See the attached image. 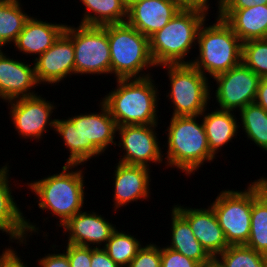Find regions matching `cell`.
Segmentation results:
<instances>
[{
	"label": "cell",
	"mask_w": 267,
	"mask_h": 267,
	"mask_svg": "<svg viewBox=\"0 0 267 267\" xmlns=\"http://www.w3.org/2000/svg\"><path fill=\"white\" fill-rule=\"evenodd\" d=\"M102 113L81 114L68 119H56V130L68 147L70 155L65 164L81 165L103 153L114 142L117 124L108 107L101 102Z\"/></svg>",
	"instance_id": "cell-1"
},
{
	"label": "cell",
	"mask_w": 267,
	"mask_h": 267,
	"mask_svg": "<svg viewBox=\"0 0 267 267\" xmlns=\"http://www.w3.org/2000/svg\"><path fill=\"white\" fill-rule=\"evenodd\" d=\"M151 76L117 79V88L102 100L117 126L157 124V88ZM131 80V81H130ZM157 118V119H156Z\"/></svg>",
	"instance_id": "cell-2"
},
{
	"label": "cell",
	"mask_w": 267,
	"mask_h": 267,
	"mask_svg": "<svg viewBox=\"0 0 267 267\" xmlns=\"http://www.w3.org/2000/svg\"><path fill=\"white\" fill-rule=\"evenodd\" d=\"M207 13L196 8H181L162 29L149 37L150 53L156 66L189 64L184 57L193 43L196 45Z\"/></svg>",
	"instance_id": "cell-3"
},
{
	"label": "cell",
	"mask_w": 267,
	"mask_h": 267,
	"mask_svg": "<svg viewBox=\"0 0 267 267\" xmlns=\"http://www.w3.org/2000/svg\"><path fill=\"white\" fill-rule=\"evenodd\" d=\"M199 116H172L168 131V166H174L187 175L194 173L204 163L212 161L215 155L210 151L203 121Z\"/></svg>",
	"instance_id": "cell-4"
},
{
	"label": "cell",
	"mask_w": 267,
	"mask_h": 267,
	"mask_svg": "<svg viewBox=\"0 0 267 267\" xmlns=\"http://www.w3.org/2000/svg\"><path fill=\"white\" fill-rule=\"evenodd\" d=\"M209 27L201 25L197 43L199 57L189 61L200 73L211 77L227 72L242 62V42L219 16ZM206 71V73H205Z\"/></svg>",
	"instance_id": "cell-5"
},
{
	"label": "cell",
	"mask_w": 267,
	"mask_h": 267,
	"mask_svg": "<svg viewBox=\"0 0 267 267\" xmlns=\"http://www.w3.org/2000/svg\"><path fill=\"white\" fill-rule=\"evenodd\" d=\"M75 166L77 167V165L65 164L61 173L34 181L28 185L39 198V208L48 209L52 211L53 215L60 218L59 226H62L83 207L84 176L82 170L69 171Z\"/></svg>",
	"instance_id": "cell-6"
},
{
	"label": "cell",
	"mask_w": 267,
	"mask_h": 267,
	"mask_svg": "<svg viewBox=\"0 0 267 267\" xmlns=\"http://www.w3.org/2000/svg\"><path fill=\"white\" fill-rule=\"evenodd\" d=\"M108 42L111 55V74H115L116 79L150 76V73L140 74L143 69L156 66L150 53L149 37L124 22L108 25Z\"/></svg>",
	"instance_id": "cell-7"
},
{
	"label": "cell",
	"mask_w": 267,
	"mask_h": 267,
	"mask_svg": "<svg viewBox=\"0 0 267 267\" xmlns=\"http://www.w3.org/2000/svg\"><path fill=\"white\" fill-rule=\"evenodd\" d=\"M64 33L72 40L75 52V74H111L108 25H66Z\"/></svg>",
	"instance_id": "cell-8"
},
{
	"label": "cell",
	"mask_w": 267,
	"mask_h": 267,
	"mask_svg": "<svg viewBox=\"0 0 267 267\" xmlns=\"http://www.w3.org/2000/svg\"><path fill=\"white\" fill-rule=\"evenodd\" d=\"M171 82L172 116H201L211 98L208 79L191 64L163 65Z\"/></svg>",
	"instance_id": "cell-9"
},
{
	"label": "cell",
	"mask_w": 267,
	"mask_h": 267,
	"mask_svg": "<svg viewBox=\"0 0 267 267\" xmlns=\"http://www.w3.org/2000/svg\"><path fill=\"white\" fill-rule=\"evenodd\" d=\"M253 183L245 191L225 190L211 204L229 245L246 244L250 237Z\"/></svg>",
	"instance_id": "cell-10"
},
{
	"label": "cell",
	"mask_w": 267,
	"mask_h": 267,
	"mask_svg": "<svg viewBox=\"0 0 267 267\" xmlns=\"http://www.w3.org/2000/svg\"><path fill=\"white\" fill-rule=\"evenodd\" d=\"M213 78L218 84L215 96L222 110H241L255 102L261 77L243 62Z\"/></svg>",
	"instance_id": "cell-11"
},
{
	"label": "cell",
	"mask_w": 267,
	"mask_h": 267,
	"mask_svg": "<svg viewBox=\"0 0 267 267\" xmlns=\"http://www.w3.org/2000/svg\"><path fill=\"white\" fill-rule=\"evenodd\" d=\"M156 126L157 124L117 126V132L119 131L118 134L121 135L118 146H123L126 151L119 162L148 168V162L161 163L163 158L154 130Z\"/></svg>",
	"instance_id": "cell-12"
},
{
	"label": "cell",
	"mask_w": 267,
	"mask_h": 267,
	"mask_svg": "<svg viewBox=\"0 0 267 267\" xmlns=\"http://www.w3.org/2000/svg\"><path fill=\"white\" fill-rule=\"evenodd\" d=\"M11 104V118L19 136L24 138H41L46 126L55 128L56 119L49 117L55 106L40 95L8 101ZM51 120V121H50Z\"/></svg>",
	"instance_id": "cell-13"
},
{
	"label": "cell",
	"mask_w": 267,
	"mask_h": 267,
	"mask_svg": "<svg viewBox=\"0 0 267 267\" xmlns=\"http://www.w3.org/2000/svg\"><path fill=\"white\" fill-rule=\"evenodd\" d=\"M34 70L38 84L59 83L68 75L75 74L72 40L63 32L46 52L35 58Z\"/></svg>",
	"instance_id": "cell-14"
},
{
	"label": "cell",
	"mask_w": 267,
	"mask_h": 267,
	"mask_svg": "<svg viewBox=\"0 0 267 267\" xmlns=\"http://www.w3.org/2000/svg\"><path fill=\"white\" fill-rule=\"evenodd\" d=\"M173 208L189 223L196 239L212 258L230 246L212 207L187 209L175 205Z\"/></svg>",
	"instance_id": "cell-15"
},
{
	"label": "cell",
	"mask_w": 267,
	"mask_h": 267,
	"mask_svg": "<svg viewBox=\"0 0 267 267\" xmlns=\"http://www.w3.org/2000/svg\"><path fill=\"white\" fill-rule=\"evenodd\" d=\"M181 8L175 0H135L128 5L126 22L150 37L162 29Z\"/></svg>",
	"instance_id": "cell-16"
},
{
	"label": "cell",
	"mask_w": 267,
	"mask_h": 267,
	"mask_svg": "<svg viewBox=\"0 0 267 267\" xmlns=\"http://www.w3.org/2000/svg\"><path fill=\"white\" fill-rule=\"evenodd\" d=\"M38 85L34 65H26L18 60L5 56L0 50V98L12 101L31 97L35 94L31 88Z\"/></svg>",
	"instance_id": "cell-17"
},
{
	"label": "cell",
	"mask_w": 267,
	"mask_h": 267,
	"mask_svg": "<svg viewBox=\"0 0 267 267\" xmlns=\"http://www.w3.org/2000/svg\"><path fill=\"white\" fill-rule=\"evenodd\" d=\"M62 227H64V232L70 233L69 244L90 247V244L96 243L95 248L98 244L102 245V242L106 244L116 230V227L101 215L82 211L69 218Z\"/></svg>",
	"instance_id": "cell-18"
},
{
	"label": "cell",
	"mask_w": 267,
	"mask_h": 267,
	"mask_svg": "<svg viewBox=\"0 0 267 267\" xmlns=\"http://www.w3.org/2000/svg\"><path fill=\"white\" fill-rule=\"evenodd\" d=\"M114 174V209L127 205L132 201L149 197V168L140 165L117 163ZM116 207V208H115Z\"/></svg>",
	"instance_id": "cell-19"
},
{
	"label": "cell",
	"mask_w": 267,
	"mask_h": 267,
	"mask_svg": "<svg viewBox=\"0 0 267 267\" xmlns=\"http://www.w3.org/2000/svg\"><path fill=\"white\" fill-rule=\"evenodd\" d=\"M9 170L7 165L0 169V230L8 233L11 240L26 242L28 232H38L36 225H32L18 208L14 198L11 195V189L8 184ZM27 231V232H26ZM25 239V240H24Z\"/></svg>",
	"instance_id": "cell-20"
},
{
	"label": "cell",
	"mask_w": 267,
	"mask_h": 267,
	"mask_svg": "<svg viewBox=\"0 0 267 267\" xmlns=\"http://www.w3.org/2000/svg\"><path fill=\"white\" fill-rule=\"evenodd\" d=\"M218 13L242 43L267 38V4L238 10H219Z\"/></svg>",
	"instance_id": "cell-21"
},
{
	"label": "cell",
	"mask_w": 267,
	"mask_h": 267,
	"mask_svg": "<svg viewBox=\"0 0 267 267\" xmlns=\"http://www.w3.org/2000/svg\"><path fill=\"white\" fill-rule=\"evenodd\" d=\"M66 25L43 22L30 17L14 42L24 54L42 55L64 32Z\"/></svg>",
	"instance_id": "cell-22"
},
{
	"label": "cell",
	"mask_w": 267,
	"mask_h": 267,
	"mask_svg": "<svg viewBox=\"0 0 267 267\" xmlns=\"http://www.w3.org/2000/svg\"><path fill=\"white\" fill-rule=\"evenodd\" d=\"M245 245L267 256V178L253 182L250 237Z\"/></svg>",
	"instance_id": "cell-23"
},
{
	"label": "cell",
	"mask_w": 267,
	"mask_h": 267,
	"mask_svg": "<svg viewBox=\"0 0 267 267\" xmlns=\"http://www.w3.org/2000/svg\"><path fill=\"white\" fill-rule=\"evenodd\" d=\"M172 239L167 246L200 264L209 262L212 257L196 239L189 223L173 208L172 209Z\"/></svg>",
	"instance_id": "cell-24"
},
{
	"label": "cell",
	"mask_w": 267,
	"mask_h": 267,
	"mask_svg": "<svg viewBox=\"0 0 267 267\" xmlns=\"http://www.w3.org/2000/svg\"><path fill=\"white\" fill-rule=\"evenodd\" d=\"M203 118L208 145L210 151L215 155L218 150L227 144L238 131L237 118L231 113L222 109L215 110Z\"/></svg>",
	"instance_id": "cell-25"
},
{
	"label": "cell",
	"mask_w": 267,
	"mask_h": 267,
	"mask_svg": "<svg viewBox=\"0 0 267 267\" xmlns=\"http://www.w3.org/2000/svg\"><path fill=\"white\" fill-rule=\"evenodd\" d=\"M86 11L80 24L89 26H105L127 21L128 5L126 0H81Z\"/></svg>",
	"instance_id": "cell-26"
},
{
	"label": "cell",
	"mask_w": 267,
	"mask_h": 267,
	"mask_svg": "<svg viewBox=\"0 0 267 267\" xmlns=\"http://www.w3.org/2000/svg\"><path fill=\"white\" fill-rule=\"evenodd\" d=\"M29 18L18 0H0V48L16 41Z\"/></svg>",
	"instance_id": "cell-27"
},
{
	"label": "cell",
	"mask_w": 267,
	"mask_h": 267,
	"mask_svg": "<svg viewBox=\"0 0 267 267\" xmlns=\"http://www.w3.org/2000/svg\"><path fill=\"white\" fill-rule=\"evenodd\" d=\"M240 112L248 139L267 151V112L255 102L246 105Z\"/></svg>",
	"instance_id": "cell-28"
},
{
	"label": "cell",
	"mask_w": 267,
	"mask_h": 267,
	"mask_svg": "<svg viewBox=\"0 0 267 267\" xmlns=\"http://www.w3.org/2000/svg\"><path fill=\"white\" fill-rule=\"evenodd\" d=\"M141 248L140 242L134 236L118 232L117 229L103 246L108 256L121 267H128Z\"/></svg>",
	"instance_id": "cell-29"
},
{
	"label": "cell",
	"mask_w": 267,
	"mask_h": 267,
	"mask_svg": "<svg viewBox=\"0 0 267 267\" xmlns=\"http://www.w3.org/2000/svg\"><path fill=\"white\" fill-rule=\"evenodd\" d=\"M216 259L222 267H267V256L245 244L230 245Z\"/></svg>",
	"instance_id": "cell-30"
},
{
	"label": "cell",
	"mask_w": 267,
	"mask_h": 267,
	"mask_svg": "<svg viewBox=\"0 0 267 267\" xmlns=\"http://www.w3.org/2000/svg\"><path fill=\"white\" fill-rule=\"evenodd\" d=\"M242 62L261 78L267 77V38L242 43Z\"/></svg>",
	"instance_id": "cell-31"
},
{
	"label": "cell",
	"mask_w": 267,
	"mask_h": 267,
	"mask_svg": "<svg viewBox=\"0 0 267 267\" xmlns=\"http://www.w3.org/2000/svg\"><path fill=\"white\" fill-rule=\"evenodd\" d=\"M128 267H161V247L151 243L142 247Z\"/></svg>",
	"instance_id": "cell-32"
},
{
	"label": "cell",
	"mask_w": 267,
	"mask_h": 267,
	"mask_svg": "<svg viewBox=\"0 0 267 267\" xmlns=\"http://www.w3.org/2000/svg\"><path fill=\"white\" fill-rule=\"evenodd\" d=\"M200 263L169 247L161 248V267H199Z\"/></svg>",
	"instance_id": "cell-33"
},
{
	"label": "cell",
	"mask_w": 267,
	"mask_h": 267,
	"mask_svg": "<svg viewBox=\"0 0 267 267\" xmlns=\"http://www.w3.org/2000/svg\"><path fill=\"white\" fill-rule=\"evenodd\" d=\"M66 254L71 267H90L91 247L67 243Z\"/></svg>",
	"instance_id": "cell-34"
},
{
	"label": "cell",
	"mask_w": 267,
	"mask_h": 267,
	"mask_svg": "<svg viewBox=\"0 0 267 267\" xmlns=\"http://www.w3.org/2000/svg\"><path fill=\"white\" fill-rule=\"evenodd\" d=\"M267 0H219V10H238L255 5H266Z\"/></svg>",
	"instance_id": "cell-35"
},
{
	"label": "cell",
	"mask_w": 267,
	"mask_h": 267,
	"mask_svg": "<svg viewBox=\"0 0 267 267\" xmlns=\"http://www.w3.org/2000/svg\"><path fill=\"white\" fill-rule=\"evenodd\" d=\"M90 267H121L115 263L101 247L91 246V265Z\"/></svg>",
	"instance_id": "cell-36"
},
{
	"label": "cell",
	"mask_w": 267,
	"mask_h": 267,
	"mask_svg": "<svg viewBox=\"0 0 267 267\" xmlns=\"http://www.w3.org/2000/svg\"><path fill=\"white\" fill-rule=\"evenodd\" d=\"M38 262L40 267H71L65 252L60 254H48Z\"/></svg>",
	"instance_id": "cell-37"
},
{
	"label": "cell",
	"mask_w": 267,
	"mask_h": 267,
	"mask_svg": "<svg viewBox=\"0 0 267 267\" xmlns=\"http://www.w3.org/2000/svg\"><path fill=\"white\" fill-rule=\"evenodd\" d=\"M16 254L12 249L6 248L0 256V267H27Z\"/></svg>",
	"instance_id": "cell-38"
},
{
	"label": "cell",
	"mask_w": 267,
	"mask_h": 267,
	"mask_svg": "<svg viewBox=\"0 0 267 267\" xmlns=\"http://www.w3.org/2000/svg\"><path fill=\"white\" fill-rule=\"evenodd\" d=\"M255 103L267 112V77L260 80Z\"/></svg>",
	"instance_id": "cell-39"
},
{
	"label": "cell",
	"mask_w": 267,
	"mask_h": 267,
	"mask_svg": "<svg viewBox=\"0 0 267 267\" xmlns=\"http://www.w3.org/2000/svg\"><path fill=\"white\" fill-rule=\"evenodd\" d=\"M182 8H196L203 10L205 12L208 11L209 0H175ZM208 4V5H207Z\"/></svg>",
	"instance_id": "cell-40"
},
{
	"label": "cell",
	"mask_w": 267,
	"mask_h": 267,
	"mask_svg": "<svg viewBox=\"0 0 267 267\" xmlns=\"http://www.w3.org/2000/svg\"><path fill=\"white\" fill-rule=\"evenodd\" d=\"M199 267H222L216 258H212L209 262L200 264Z\"/></svg>",
	"instance_id": "cell-41"
},
{
	"label": "cell",
	"mask_w": 267,
	"mask_h": 267,
	"mask_svg": "<svg viewBox=\"0 0 267 267\" xmlns=\"http://www.w3.org/2000/svg\"><path fill=\"white\" fill-rule=\"evenodd\" d=\"M133 1H135V0H126V3H127V5H129Z\"/></svg>",
	"instance_id": "cell-42"
}]
</instances>
